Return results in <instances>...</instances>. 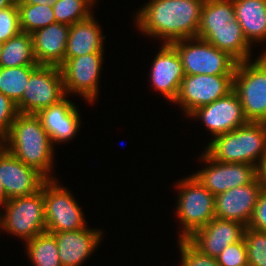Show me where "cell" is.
Instances as JSON below:
<instances>
[{"instance_id": "6da1fadb", "label": "cell", "mask_w": 266, "mask_h": 266, "mask_svg": "<svg viewBox=\"0 0 266 266\" xmlns=\"http://www.w3.org/2000/svg\"><path fill=\"white\" fill-rule=\"evenodd\" d=\"M205 0H150L135 18L144 34L164 43L197 37Z\"/></svg>"}, {"instance_id": "7a4b0ae2", "label": "cell", "mask_w": 266, "mask_h": 266, "mask_svg": "<svg viewBox=\"0 0 266 266\" xmlns=\"http://www.w3.org/2000/svg\"><path fill=\"white\" fill-rule=\"evenodd\" d=\"M8 143V144H7ZM53 143L36 114L18 113L3 140V147L47 180L53 168Z\"/></svg>"}, {"instance_id": "3957f363", "label": "cell", "mask_w": 266, "mask_h": 266, "mask_svg": "<svg viewBox=\"0 0 266 266\" xmlns=\"http://www.w3.org/2000/svg\"><path fill=\"white\" fill-rule=\"evenodd\" d=\"M204 152L218 162L243 163L258 167L266 155V123L248 122L216 136Z\"/></svg>"}, {"instance_id": "277c9868", "label": "cell", "mask_w": 266, "mask_h": 266, "mask_svg": "<svg viewBox=\"0 0 266 266\" xmlns=\"http://www.w3.org/2000/svg\"><path fill=\"white\" fill-rule=\"evenodd\" d=\"M248 122L266 123V50L255 61L237 63L234 88Z\"/></svg>"}, {"instance_id": "5b68a950", "label": "cell", "mask_w": 266, "mask_h": 266, "mask_svg": "<svg viewBox=\"0 0 266 266\" xmlns=\"http://www.w3.org/2000/svg\"><path fill=\"white\" fill-rule=\"evenodd\" d=\"M170 44L181 59L185 75H234L235 73L238 61L228 52L219 50L203 39L197 37L180 39Z\"/></svg>"}, {"instance_id": "8992f818", "label": "cell", "mask_w": 266, "mask_h": 266, "mask_svg": "<svg viewBox=\"0 0 266 266\" xmlns=\"http://www.w3.org/2000/svg\"><path fill=\"white\" fill-rule=\"evenodd\" d=\"M4 210L5 215L1 217L0 213V229L26 242L45 232L44 184L36 193L9 199Z\"/></svg>"}, {"instance_id": "52a82bcc", "label": "cell", "mask_w": 266, "mask_h": 266, "mask_svg": "<svg viewBox=\"0 0 266 266\" xmlns=\"http://www.w3.org/2000/svg\"><path fill=\"white\" fill-rule=\"evenodd\" d=\"M177 184L180 193L176 213L183 226L179 238H188L215 217V195L193 175Z\"/></svg>"}, {"instance_id": "ba28073f", "label": "cell", "mask_w": 266, "mask_h": 266, "mask_svg": "<svg viewBox=\"0 0 266 266\" xmlns=\"http://www.w3.org/2000/svg\"><path fill=\"white\" fill-rule=\"evenodd\" d=\"M60 67L39 65L30 75L18 113L37 114L40 110L58 104L66 98Z\"/></svg>"}, {"instance_id": "9c48e42d", "label": "cell", "mask_w": 266, "mask_h": 266, "mask_svg": "<svg viewBox=\"0 0 266 266\" xmlns=\"http://www.w3.org/2000/svg\"><path fill=\"white\" fill-rule=\"evenodd\" d=\"M58 184L56 179L44 182L46 231L56 233L85 228L84 215L78 203L69 190Z\"/></svg>"}, {"instance_id": "30bf717a", "label": "cell", "mask_w": 266, "mask_h": 266, "mask_svg": "<svg viewBox=\"0 0 266 266\" xmlns=\"http://www.w3.org/2000/svg\"><path fill=\"white\" fill-rule=\"evenodd\" d=\"M234 88V75H185L174 103L188 116L197 108L226 96Z\"/></svg>"}, {"instance_id": "8fae6325", "label": "cell", "mask_w": 266, "mask_h": 266, "mask_svg": "<svg viewBox=\"0 0 266 266\" xmlns=\"http://www.w3.org/2000/svg\"><path fill=\"white\" fill-rule=\"evenodd\" d=\"M201 158L209 165L192 175L215 196L234 187L250 184L257 178V167L254 165L218 162L206 152Z\"/></svg>"}, {"instance_id": "7c38bea8", "label": "cell", "mask_w": 266, "mask_h": 266, "mask_svg": "<svg viewBox=\"0 0 266 266\" xmlns=\"http://www.w3.org/2000/svg\"><path fill=\"white\" fill-rule=\"evenodd\" d=\"M103 53H90L66 60L60 70L65 94L78 93L88 102L98 95Z\"/></svg>"}, {"instance_id": "4fadbf2b", "label": "cell", "mask_w": 266, "mask_h": 266, "mask_svg": "<svg viewBox=\"0 0 266 266\" xmlns=\"http://www.w3.org/2000/svg\"><path fill=\"white\" fill-rule=\"evenodd\" d=\"M189 116L201 118L205 126L216 137L248 123L237 92L233 89L226 96L202 106Z\"/></svg>"}, {"instance_id": "5bb4252c", "label": "cell", "mask_w": 266, "mask_h": 266, "mask_svg": "<svg viewBox=\"0 0 266 266\" xmlns=\"http://www.w3.org/2000/svg\"><path fill=\"white\" fill-rule=\"evenodd\" d=\"M0 179L8 199L36 193L47 180L4 147L0 150Z\"/></svg>"}, {"instance_id": "9a60e30c", "label": "cell", "mask_w": 266, "mask_h": 266, "mask_svg": "<svg viewBox=\"0 0 266 266\" xmlns=\"http://www.w3.org/2000/svg\"><path fill=\"white\" fill-rule=\"evenodd\" d=\"M263 187L258 178L215 196V218L233 220L248 226Z\"/></svg>"}, {"instance_id": "2e32d148", "label": "cell", "mask_w": 266, "mask_h": 266, "mask_svg": "<svg viewBox=\"0 0 266 266\" xmlns=\"http://www.w3.org/2000/svg\"><path fill=\"white\" fill-rule=\"evenodd\" d=\"M245 228L241 222L214 217L187 239L201 252L216 258L226 247L244 237Z\"/></svg>"}, {"instance_id": "e0dca14e", "label": "cell", "mask_w": 266, "mask_h": 266, "mask_svg": "<svg viewBox=\"0 0 266 266\" xmlns=\"http://www.w3.org/2000/svg\"><path fill=\"white\" fill-rule=\"evenodd\" d=\"M162 45L153 61L150 79L156 90L174 102L185 74L176 49L168 43Z\"/></svg>"}, {"instance_id": "ac0fdd59", "label": "cell", "mask_w": 266, "mask_h": 266, "mask_svg": "<svg viewBox=\"0 0 266 266\" xmlns=\"http://www.w3.org/2000/svg\"><path fill=\"white\" fill-rule=\"evenodd\" d=\"M52 234L57 241L62 266H80L94 252L102 237V231L87 227Z\"/></svg>"}, {"instance_id": "d6986e66", "label": "cell", "mask_w": 266, "mask_h": 266, "mask_svg": "<svg viewBox=\"0 0 266 266\" xmlns=\"http://www.w3.org/2000/svg\"><path fill=\"white\" fill-rule=\"evenodd\" d=\"M69 28L70 25L56 22L31 34L38 65L60 67L64 63Z\"/></svg>"}, {"instance_id": "ffe728a7", "label": "cell", "mask_w": 266, "mask_h": 266, "mask_svg": "<svg viewBox=\"0 0 266 266\" xmlns=\"http://www.w3.org/2000/svg\"><path fill=\"white\" fill-rule=\"evenodd\" d=\"M36 115L48 132L52 143H63L73 139L81 124L76 105L67 98L40 110Z\"/></svg>"}, {"instance_id": "44dd1931", "label": "cell", "mask_w": 266, "mask_h": 266, "mask_svg": "<svg viewBox=\"0 0 266 266\" xmlns=\"http://www.w3.org/2000/svg\"><path fill=\"white\" fill-rule=\"evenodd\" d=\"M197 38L209 42L219 50L228 52L238 62L251 58V44L245 38L236 19L221 28H198Z\"/></svg>"}, {"instance_id": "7402d4cb", "label": "cell", "mask_w": 266, "mask_h": 266, "mask_svg": "<svg viewBox=\"0 0 266 266\" xmlns=\"http://www.w3.org/2000/svg\"><path fill=\"white\" fill-rule=\"evenodd\" d=\"M101 33L93 15L70 25L64 62L90 53H103V40L106 37Z\"/></svg>"}, {"instance_id": "603a6c76", "label": "cell", "mask_w": 266, "mask_h": 266, "mask_svg": "<svg viewBox=\"0 0 266 266\" xmlns=\"http://www.w3.org/2000/svg\"><path fill=\"white\" fill-rule=\"evenodd\" d=\"M233 6L247 41L266 40V0H233Z\"/></svg>"}, {"instance_id": "cb8c5ba5", "label": "cell", "mask_w": 266, "mask_h": 266, "mask_svg": "<svg viewBox=\"0 0 266 266\" xmlns=\"http://www.w3.org/2000/svg\"><path fill=\"white\" fill-rule=\"evenodd\" d=\"M39 66L33 52L30 33L20 32L4 43L0 57V67Z\"/></svg>"}, {"instance_id": "d4e9b609", "label": "cell", "mask_w": 266, "mask_h": 266, "mask_svg": "<svg viewBox=\"0 0 266 266\" xmlns=\"http://www.w3.org/2000/svg\"><path fill=\"white\" fill-rule=\"evenodd\" d=\"M27 254L33 266H62L55 236L47 231L26 242Z\"/></svg>"}, {"instance_id": "484cf974", "label": "cell", "mask_w": 266, "mask_h": 266, "mask_svg": "<svg viewBox=\"0 0 266 266\" xmlns=\"http://www.w3.org/2000/svg\"><path fill=\"white\" fill-rule=\"evenodd\" d=\"M38 66L0 67V93L17 104L28 84L31 73Z\"/></svg>"}, {"instance_id": "4316f807", "label": "cell", "mask_w": 266, "mask_h": 266, "mask_svg": "<svg viewBox=\"0 0 266 266\" xmlns=\"http://www.w3.org/2000/svg\"><path fill=\"white\" fill-rule=\"evenodd\" d=\"M21 32L32 34L34 31L56 23L52 4H17Z\"/></svg>"}, {"instance_id": "83f0119b", "label": "cell", "mask_w": 266, "mask_h": 266, "mask_svg": "<svg viewBox=\"0 0 266 266\" xmlns=\"http://www.w3.org/2000/svg\"><path fill=\"white\" fill-rule=\"evenodd\" d=\"M235 20L233 0H205L198 28H221Z\"/></svg>"}, {"instance_id": "f1b7e54d", "label": "cell", "mask_w": 266, "mask_h": 266, "mask_svg": "<svg viewBox=\"0 0 266 266\" xmlns=\"http://www.w3.org/2000/svg\"><path fill=\"white\" fill-rule=\"evenodd\" d=\"M96 0H56L52 3L55 20L58 23L73 25L92 15L90 10Z\"/></svg>"}, {"instance_id": "f546056e", "label": "cell", "mask_w": 266, "mask_h": 266, "mask_svg": "<svg viewBox=\"0 0 266 266\" xmlns=\"http://www.w3.org/2000/svg\"><path fill=\"white\" fill-rule=\"evenodd\" d=\"M244 241L248 266H266V232L245 228Z\"/></svg>"}, {"instance_id": "4dcf8cb0", "label": "cell", "mask_w": 266, "mask_h": 266, "mask_svg": "<svg viewBox=\"0 0 266 266\" xmlns=\"http://www.w3.org/2000/svg\"><path fill=\"white\" fill-rule=\"evenodd\" d=\"M181 266H219L217 259L196 248L187 238H179Z\"/></svg>"}, {"instance_id": "1f68e13d", "label": "cell", "mask_w": 266, "mask_h": 266, "mask_svg": "<svg viewBox=\"0 0 266 266\" xmlns=\"http://www.w3.org/2000/svg\"><path fill=\"white\" fill-rule=\"evenodd\" d=\"M20 32L17 4L0 10V42L5 43Z\"/></svg>"}, {"instance_id": "d6a6232c", "label": "cell", "mask_w": 266, "mask_h": 266, "mask_svg": "<svg viewBox=\"0 0 266 266\" xmlns=\"http://www.w3.org/2000/svg\"><path fill=\"white\" fill-rule=\"evenodd\" d=\"M216 259L219 266H248L244 237L226 247Z\"/></svg>"}, {"instance_id": "836d02e7", "label": "cell", "mask_w": 266, "mask_h": 266, "mask_svg": "<svg viewBox=\"0 0 266 266\" xmlns=\"http://www.w3.org/2000/svg\"><path fill=\"white\" fill-rule=\"evenodd\" d=\"M17 114L16 104L9 97L0 93V138L2 140L7 136Z\"/></svg>"}, {"instance_id": "e575fe53", "label": "cell", "mask_w": 266, "mask_h": 266, "mask_svg": "<svg viewBox=\"0 0 266 266\" xmlns=\"http://www.w3.org/2000/svg\"><path fill=\"white\" fill-rule=\"evenodd\" d=\"M247 227L253 230L266 232V190L264 189L259 195L253 216Z\"/></svg>"}, {"instance_id": "d590c367", "label": "cell", "mask_w": 266, "mask_h": 266, "mask_svg": "<svg viewBox=\"0 0 266 266\" xmlns=\"http://www.w3.org/2000/svg\"><path fill=\"white\" fill-rule=\"evenodd\" d=\"M257 178L263 189L266 190V155L261 159L257 167Z\"/></svg>"}, {"instance_id": "8d00e7d4", "label": "cell", "mask_w": 266, "mask_h": 266, "mask_svg": "<svg viewBox=\"0 0 266 266\" xmlns=\"http://www.w3.org/2000/svg\"><path fill=\"white\" fill-rule=\"evenodd\" d=\"M56 0H16V4H31V5H47L52 4Z\"/></svg>"}, {"instance_id": "74e56055", "label": "cell", "mask_w": 266, "mask_h": 266, "mask_svg": "<svg viewBox=\"0 0 266 266\" xmlns=\"http://www.w3.org/2000/svg\"><path fill=\"white\" fill-rule=\"evenodd\" d=\"M8 200L9 199L7 197V194L4 190L3 184L0 179V205L4 207Z\"/></svg>"}, {"instance_id": "f35d334b", "label": "cell", "mask_w": 266, "mask_h": 266, "mask_svg": "<svg viewBox=\"0 0 266 266\" xmlns=\"http://www.w3.org/2000/svg\"><path fill=\"white\" fill-rule=\"evenodd\" d=\"M16 3V0H0V10L11 7Z\"/></svg>"}, {"instance_id": "ab89813d", "label": "cell", "mask_w": 266, "mask_h": 266, "mask_svg": "<svg viewBox=\"0 0 266 266\" xmlns=\"http://www.w3.org/2000/svg\"><path fill=\"white\" fill-rule=\"evenodd\" d=\"M3 46H4V43L0 42V57H1V54H2Z\"/></svg>"}, {"instance_id": "60d3db41", "label": "cell", "mask_w": 266, "mask_h": 266, "mask_svg": "<svg viewBox=\"0 0 266 266\" xmlns=\"http://www.w3.org/2000/svg\"><path fill=\"white\" fill-rule=\"evenodd\" d=\"M3 148V140L0 138V150Z\"/></svg>"}]
</instances>
